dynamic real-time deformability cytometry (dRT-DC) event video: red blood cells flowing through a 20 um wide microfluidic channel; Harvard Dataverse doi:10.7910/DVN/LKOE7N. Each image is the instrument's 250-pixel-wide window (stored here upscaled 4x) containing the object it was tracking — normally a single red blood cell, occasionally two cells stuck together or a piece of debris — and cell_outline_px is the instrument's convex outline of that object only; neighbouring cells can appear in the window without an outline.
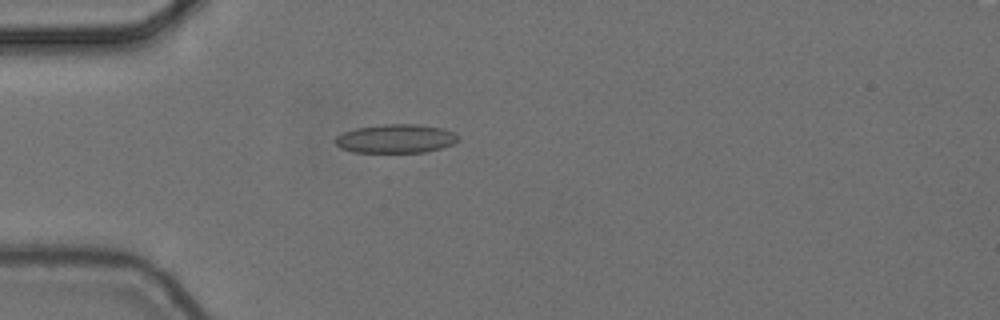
{"species": "common noctule bat (a hibernating species)", "species_latin": "Nyctalus noctula", "temperature_condition": "cold", "stored_images_in_passage": 6, "camera_frame_rate_fps": 3000, "um_per_image_px": 0.085, "animal": {"sex": "female", "body_mass_g": 24.6, "forearm_length_mm": 56.2}, "frame": {"image": 1, "passage_image": 5, "time_ms": 1.333, "image_size_px": [1000, 320], "cell_outline_px": [[460, 140], [452, 144], [440, 148], [424, 152], [352, 152], [340, 148], [332, 140], [336, 136], [344, 132], [356, 128], [384, 124], [420, 124], [444, 128], [456, 132], [460, 136]], "centroid_in_image_um": [33.66, 11.77], "position_along_channel_um": 51.3, "area_um2": 20.87}}